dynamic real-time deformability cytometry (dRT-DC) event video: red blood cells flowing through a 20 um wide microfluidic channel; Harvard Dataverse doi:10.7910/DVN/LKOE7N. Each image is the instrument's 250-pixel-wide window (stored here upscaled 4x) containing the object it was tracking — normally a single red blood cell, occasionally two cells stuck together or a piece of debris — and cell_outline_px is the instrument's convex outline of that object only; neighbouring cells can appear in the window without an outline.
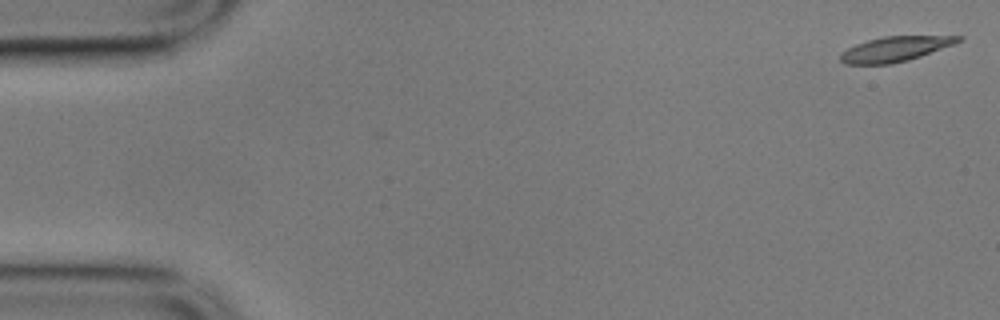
{"species": "common noctule bat (a hibernating species)", "species_latin": "Nyctalus noctula", "temperature_condition": "cold", "stored_images_in_passage": 57, "camera_frame_rate_fps": 3000, "um_per_image_px": 0.085, "animal": {"sex": "male", "body_mass_g": 17.9}, "frame": {"image": 1, "passage_image": 1, "time_ms": 0.0, "image_size_px": [1000, 320], "cell_outline_px": [[964, 36], [960, 40], [952, 44], [920, 56], [908, 60], [892, 64], [844, 64], [840, 60], [840, 52], [856, 44], [868, 40], [884, 36]], "centroid_in_image_um": [76.01, 4.17], "position_along_channel_um": 9.0, "area_um2": 16.88}}
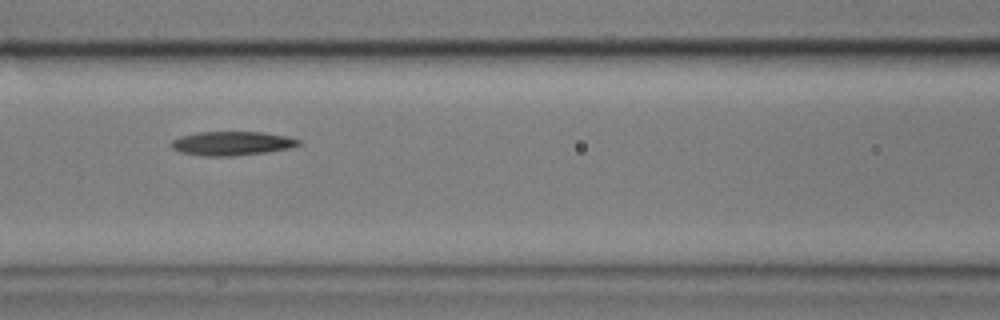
{"frame": {"image": 2, "passage_image": 24, "time_ms": 7.667, "image_size_px": [1000, 320], "cell_outline_px": [[300, 144], [288, 148], [264, 152], [232, 156], [204, 156], [180, 152], [172, 148], [168, 144], [172, 140], [180, 136], [196, 132], [264, 132], [288, 136], [300, 140]], "centroid_in_image_um": [19.66, 12.18], "position_along_channel_um": 146.9, "area_um2": 17.8}}
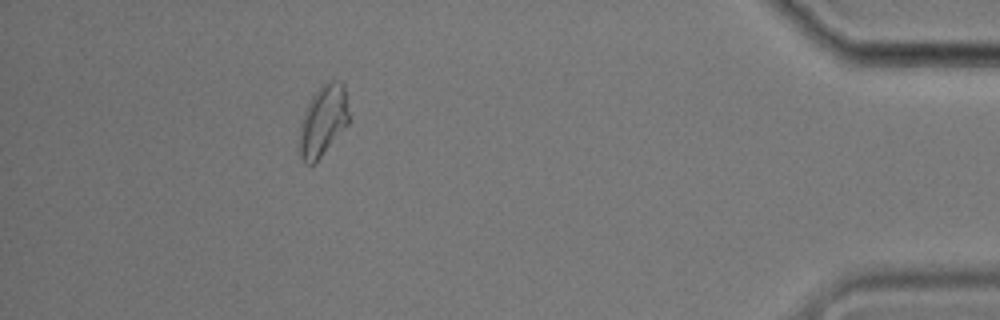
{"frame": {"image": 3, "passage_image": 51, "time_ms": 16.667, "image_size_px": [1000, 320], "cell_outline_px": [[348, 124], [320, 156], [312, 164], [308, 164], [296, 152], [300, 124], [304, 112], [312, 96], [320, 84], [332, 80], [340, 80], [344, 84], [348, 112]], "centroid_in_image_um": [27.42, 10.24], "position_along_channel_um": 407.8, "area_um2": 20.46}, "authors_computed_cell_mechanics": {"area_um2": 17.8024, "velocity_mm_per_s": 3.4834, "shape_relaxation_time_tau1_ms": 4.0606, "shape_relaxation_time_tau2_ms": null, "deformation_change_tau1": 0.1495, "deformation_change_tau2": null}}